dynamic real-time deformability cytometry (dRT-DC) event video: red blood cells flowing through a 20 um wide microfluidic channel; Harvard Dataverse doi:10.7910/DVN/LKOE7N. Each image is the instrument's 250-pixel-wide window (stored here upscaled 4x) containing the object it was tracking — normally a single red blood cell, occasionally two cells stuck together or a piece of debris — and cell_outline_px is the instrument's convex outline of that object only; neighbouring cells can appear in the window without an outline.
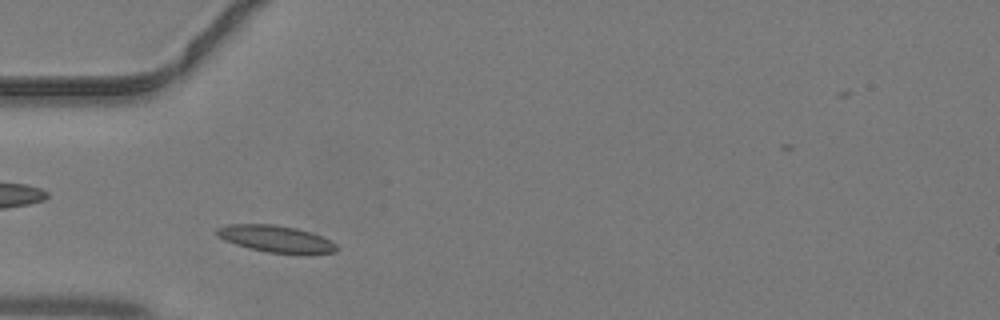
{"species": "common noctule bat (a hibernating species)", "species_latin": "Nyctalus noctula", "temperature_condition": "warm", "stored_images_in_passage": 34, "camera_frame_rate_fps": 3000, "um_per_image_px": 0.085, "animal": {"sex": "male", "body_mass_g": 19.2, "forearm_length_mm": 51.8}, "frame": {"image": 1, "passage_image": 4, "time_ms": 1.0, "image_size_px": [1000, 320], "cell_outline_px": [[340, 248], [336, 252], [300, 256], [268, 252], [248, 248], [224, 240], [216, 232], [216, 228], [228, 224], [272, 224], [296, 228], [312, 232], [336, 244]], "centroid_in_image_um": [23.52, 20.34], "position_along_channel_um": 61.5, "area_um2": 19.13}}
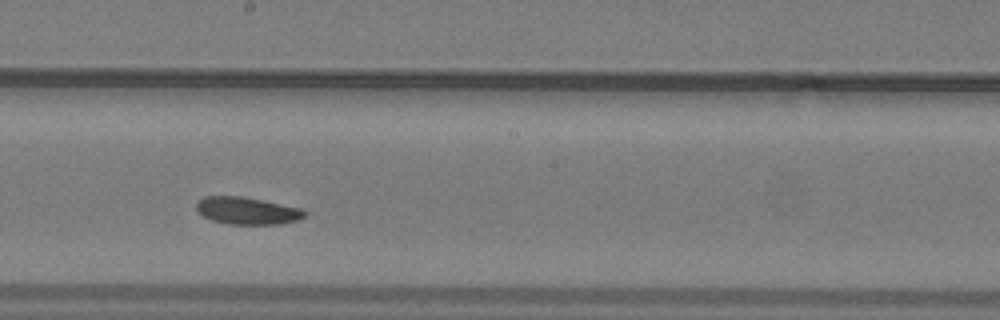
{"frame": {"image": 2, "passage_image": 15, "time_ms": 4.667, "image_size_px": [1000, 320], "cell_outline_px": [[308, 212], [300, 220], [280, 224], [228, 224], [212, 220], [204, 216], [196, 208], [196, 204], [204, 196], [240, 196], [304, 208]], "centroid_in_image_um": [21.07, 17.91], "position_along_channel_um": 227.1, "area_um2": 17.22}}
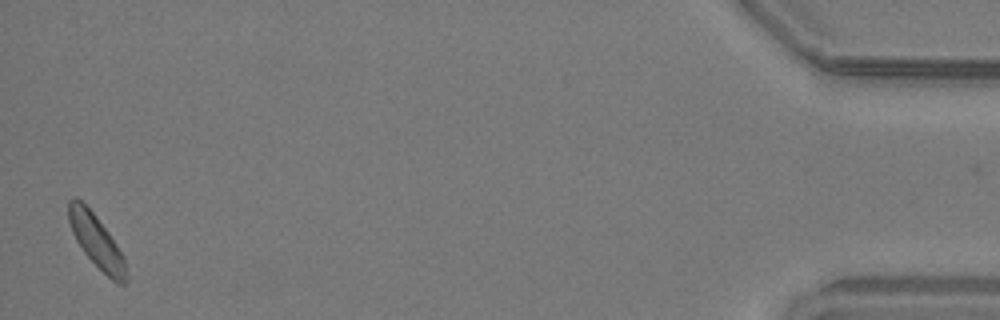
{"frame": {"image": 3, "passage_image": 34, "time_ms": 11.0, "image_size_px": [1000, 320], "cell_outline_px": [[128, 280], [124, 284], [116, 284], [84, 252], [76, 240], [72, 232], [68, 220], [68, 200], [72, 196], [76, 196], [96, 216], [108, 232], [124, 256], [128, 276]], "centroid_in_image_um": [8.2, 20.5], "position_along_channel_um": 427.0, "area_um2": 17.63}}